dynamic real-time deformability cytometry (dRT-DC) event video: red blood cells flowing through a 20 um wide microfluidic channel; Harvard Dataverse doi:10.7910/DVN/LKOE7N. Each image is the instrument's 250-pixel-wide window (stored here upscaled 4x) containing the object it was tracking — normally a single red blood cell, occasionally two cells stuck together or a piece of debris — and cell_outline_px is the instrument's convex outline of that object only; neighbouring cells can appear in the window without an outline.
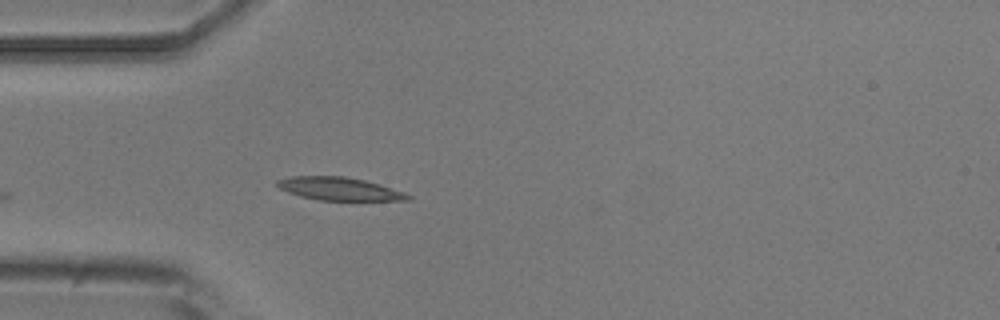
{"species": "common noctule bat (a hibernating species)", "species_latin": "Nyctalus noctula", "temperature_condition": "room temperature", "stored_images_in_passage": 5, "camera_frame_rate_fps": 3000, "um_per_image_px": 0.085, "animal": {"sex": "male", "body_mass_g": 20.5, "forearm_length_mm": 52.5}, "frame": {"image": 1, "passage_image": 5, "time_ms": 4.667, "image_size_px": [1000, 320], "cell_outline_px": [[412, 200], [320, 200], [300, 196], [288, 192], [280, 188], [276, 184], [276, 180], [292, 176], [344, 176], [364, 180], [380, 184], [404, 192], [412, 196]], "centroid_in_image_um": [28.85, 16.04], "position_along_channel_um": 56.1, "area_um2": 17.46}}